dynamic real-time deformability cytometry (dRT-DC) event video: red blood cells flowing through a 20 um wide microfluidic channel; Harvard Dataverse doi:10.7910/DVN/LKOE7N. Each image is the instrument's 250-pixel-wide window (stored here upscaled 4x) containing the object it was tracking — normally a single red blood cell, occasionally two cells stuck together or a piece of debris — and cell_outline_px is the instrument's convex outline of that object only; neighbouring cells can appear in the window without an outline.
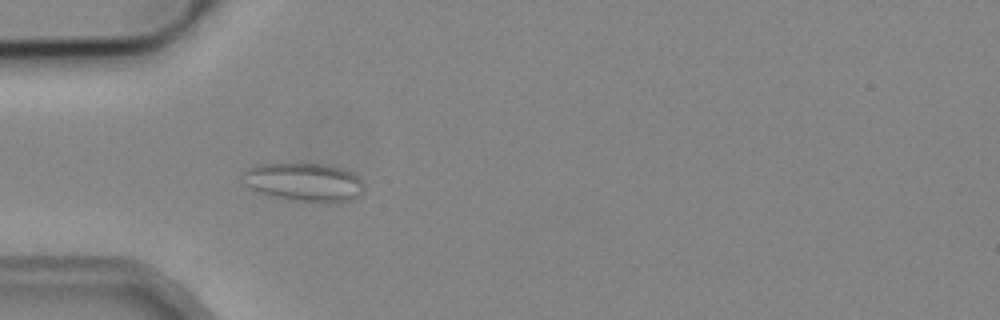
{"species": "common noctule bat (a hibernating species)", "species_latin": "Nyctalus noctula", "temperature_condition": "cold", "stored_images_in_passage": 5, "camera_frame_rate_fps": 3000, "um_per_image_px": 0.085, "animal": {"sex": "male", "body_mass_g": 19.2, "forearm_length_mm": 51.8}, "frame": {"image": 1, "passage_image": 5, "time_ms": 4.667, "image_size_px": [1000, 320], "cell_outline_px": [[360, 196], [352, 200], [340, 204], [320, 204], [292, 200], [268, 196], [256, 192], [244, 184], [244, 172], [248, 168], [260, 164], [320, 164], [340, 168], [356, 176], [360, 180]], "centroid_in_image_um": [25.82, 15.54], "position_along_channel_um": 59.2, "area_um2": 27.34}}